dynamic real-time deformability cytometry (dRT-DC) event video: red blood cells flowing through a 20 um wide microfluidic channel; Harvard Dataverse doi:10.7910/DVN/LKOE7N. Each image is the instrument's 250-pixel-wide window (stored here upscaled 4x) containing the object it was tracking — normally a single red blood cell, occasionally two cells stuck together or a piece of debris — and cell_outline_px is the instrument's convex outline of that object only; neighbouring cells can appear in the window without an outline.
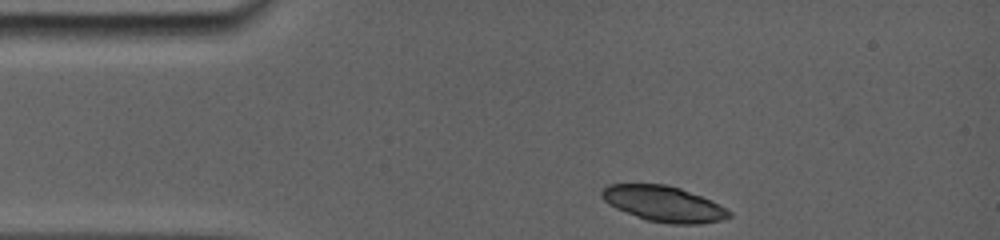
{"species": "common noctule bat (a hibernating species)", "species_latin": "Nyctalus noctula", "temperature_condition": "room temperature", "stored_images_in_passage": 11, "camera_frame_rate_fps": 5000, "um_per_image_px": 0.085, "animal": {"sex": "female", "body_mass_g": 19.0, "forearm_length_mm": 56.7}, "frame": {"image": 1, "passage_image": 1, "time_ms": 0.0, "image_size_px": [1000, 240], "cell_outline_px": [[732, 216], [720, 220], [700, 224], [668, 224], [648, 220], [636, 216], [616, 208], [608, 204], [600, 196], [600, 192], [608, 184], [664, 184], [680, 188], [712, 200], [732, 212]], "centroid_in_image_um": [56.42, 17.32], "position_along_channel_um": 28.6, "area_um2": 26.41}}